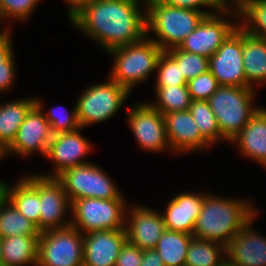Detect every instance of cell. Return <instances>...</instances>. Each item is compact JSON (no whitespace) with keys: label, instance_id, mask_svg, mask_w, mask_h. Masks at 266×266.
Wrapping results in <instances>:
<instances>
[{"label":"cell","instance_id":"7402d4cb","mask_svg":"<svg viewBox=\"0 0 266 266\" xmlns=\"http://www.w3.org/2000/svg\"><path fill=\"white\" fill-rule=\"evenodd\" d=\"M39 235L1 238L2 266H22L38 262Z\"/></svg>","mask_w":266,"mask_h":266},{"label":"cell","instance_id":"4fadbf2b","mask_svg":"<svg viewBox=\"0 0 266 266\" xmlns=\"http://www.w3.org/2000/svg\"><path fill=\"white\" fill-rule=\"evenodd\" d=\"M135 106L129 111L128 122L138 144L150 151H161L170 147L164 115L150 104Z\"/></svg>","mask_w":266,"mask_h":266},{"label":"cell","instance_id":"ee69618b","mask_svg":"<svg viewBox=\"0 0 266 266\" xmlns=\"http://www.w3.org/2000/svg\"><path fill=\"white\" fill-rule=\"evenodd\" d=\"M218 266H239L235 262H232L229 258L224 260L223 257L221 259V263Z\"/></svg>","mask_w":266,"mask_h":266},{"label":"cell","instance_id":"e0dca14e","mask_svg":"<svg viewBox=\"0 0 266 266\" xmlns=\"http://www.w3.org/2000/svg\"><path fill=\"white\" fill-rule=\"evenodd\" d=\"M170 149L189 151L207 147L210 143L201 135L189 110L164 114Z\"/></svg>","mask_w":266,"mask_h":266},{"label":"cell","instance_id":"d6986e66","mask_svg":"<svg viewBox=\"0 0 266 266\" xmlns=\"http://www.w3.org/2000/svg\"><path fill=\"white\" fill-rule=\"evenodd\" d=\"M252 221L230 239L225 255L239 266H266V238L251 231Z\"/></svg>","mask_w":266,"mask_h":266},{"label":"cell","instance_id":"5bb4252c","mask_svg":"<svg viewBox=\"0 0 266 266\" xmlns=\"http://www.w3.org/2000/svg\"><path fill=\"white\" fill-rule=\"evenodd\" d=\"M236 28L218 13L206 15L178 48L209 59Z\"/></svg>","mask_w":266,"mask_h":266},{"label":"cell","instance_id":"9c48e42d","mask_svg":"<svg viewBox=\"0 0 266 266\" xmlns=\"http://www.w3.org/2000/svg\"><path fill=\"white\" fill-rule=\"evenodd\" d=\"M128 93L127 89L112 79L88 88L76 104L79 126L82 128L108 120L120 109Z\"/></svg>","mask_w":266,"mask_h":266},{"label":"cell","instance_id":"603a6c76","mask_svg":"<svg viewBox=\"0 0 266 266\" xmlns=\"http://www.w3.org/2000/svg\"><path fill=\"white\" fill-rule=\"evenodd\" d=\"M243 66L247 88L252 81L266 82V40L243 30Z\"/></svg>","mask_w":266,"mask_h":266},{"label":"cell","instance_id":"277c9868","mask_svg":"<svg viewBox=\"0 0 266 266\" xmlns=\"http://www.w3.org/2000/svg\"><path fill=\"white\" fill-rule=\"evenodd\" d=\"M253 92V88L220 86L209 98L211 110L226 140L231 141L260 109L251 105Z\"/></svg>","mask_w":266,"mask_h":266},{"label":"cell","instance_id":"ab89813d","mask_svg":"<svg viewBox=\"0 0 266 266\" xmlns=\"http://www.w3.org/2000/svg\"><path fill=\"white\" fill-rule=\"evenodd\" d=\"M141 266H165L159 253L155 249L143 250Z\"/></svg>","mask_w":266,"mask_h":266},{"label":"cell","instance_id":"836d02e7","mask_svg":"<svg viewBox=\"0 0 266 266\" xmlns=\"http://www.w3.org/2000/svg\"><path fill=\"white\" fill-rule=\"evenodd\" d=\"M187 87L192 100L208 101L220 85L212 73L208 71L188 81Z\"/></svg>","mask_w":266,"mask_h":266},{"label":"cell","instance_id":"d4e9b609","mask_svg":"<svg viewBox=\"0 0 266 266\" xmlns=\"http://www.w3.org/2000/svg\"><path fill=\"white\" fill-rule=\"evenodd\" d=\"M193 235L165 230L154 248L165 266H185Z\"/></svg>","mask_w":266,"mask_h":266},{"label":"cell","instance_id":"74e56055","mask_svg":"<svg viewBox=\"0 0 266 266\" xmlns=\"http://www.w3.org/2000/svg\"><path fill=\"white\" fill-rule=\"evenodd\" d=\"M142 257L143 250L126 241L120 250L115 266H141Z\"/></svg>","mask_w":266,"mask_h":266},{"label":"cell","instance_id":"f6af8a7d","mask_svg":"<svg viewBox=\"0 0 266 266\" xmlns=\"http://www.w3.org/2000/svg\"><path fill=\"white\" fill-rule=\"evenodd\" d=\"M9 32H8V30L6 29V31L4 30V31H2L1 33H0V41L8 34Z\"/></svg>","mask_w":266,"mask_h":266},{"label":"cell","instance_id":"83f0119b","mask_svg":"<svg viewBox=\"0 0 266 266\" xmlns=\"http://www.w3.org/2000/svg\"><path fill=\"white\" fill-rule=\"evenodd\" d=\"M21 235H40V231L8 201L0 210V238Z\"/></svg>","mask_w":266,"mask_h":266},{"label":"cell","instance_id":"d590c367","mask_svg":"<svg viewBox=\"0 0 266 266\" xmlns=\"http://www.w3.org/2000/svg\"><path fill=\"white\" fill-rule=\"evenodd\" d=\"M45 117L48 123L51 125V129L54 135L81 129L77 118V106H75L73 112L70 113V115L66 114L62 117V114L60 115L52 110L50 111V114Z\"/></svg>","mask_w":266,"mask_h":266},{"label":"cell","instance_id":"1f68e13d","mask_svg":"<svg viewBox=\"0 0 266 266\" xmlns=\"http://www.w3.org/2000/svg\"><path fill=\"white\" fill-rule=\"evenodd\" d=\"M179 66L186 81L209 71V59L180 50L178 47L165 51Z\"/></svg>","mask_w":266,"mask_h":266},{"label":"cell","instance_id":"8992f818","mask_svg":"<svg viewBox=\"0 0 266 266\" xmlns=\"http://www.w3.org/2000/svg\"><path fill=\"white\" fill-rule=\"evenodd\" d=\"M124 199L80 198L71 202V226L86 233L125 228ZM73 221V222H72ZM78 223V224H77Z\"/></svg>","mask_w":266,"mask_h":266},{"label":"cell","instance_id":"2e32d148","mask_svg":"<svg viewBox=\"0 0 266 266\" xmlns=\"http://www.w3.org/2000/svg\"><path fill=\"white\" fill-rule=\"evenodd\" d=\"M79 131L78 129L72 132L55 134L53 136V139L49 143L46 157L56 163V173L51 176H41L56 178L70 167L88 164V162H83L79 158L87 154L91 150V146L89 142L80 135L81 132Z\"/></svg>","mask_w":266,"mask_h":266},{"label":"cell","instance_id":"44dd1931","mask_svg":"<svg viewBox=\"0 0 266 266\" xmlns=\"http://www.w3.org/2000/svg\"><path fill=\"white\" fill-rule=\"evenodd\" d=\"M231 141L238 142L247 157L266 165V109L260 108Z\"/></svg>","mask_w":266,"mask_h":266},{"label":"cell","instance_id":"8fae6325","mask_svg":"<svg viewBox=\"0 0 266 266\" xmlns=\"http://www.w3.org/2000/svg\"><path fill=\"white\" fill-rule=\"evenodd\" d=\"M25 180L38 192L40 200L39 231L61 229L71 226V223L60 222L67 206L71 202L63 185L56 178L43 176H28ZM70 203V205H69Z\"/></svg>","mask_w":266,"mask_h":266},{"label":"cell","instance_id":"30bf717a","mask_svg":"<svg viewBox=\"0 0 266 266\" xmlns=\"http://www.w3.org/2000/svg\"><path fill=\"white\" fill-rule=\"evenodd\" d=\"M209 71L220 86L247 87L243 66V29L240 26L209 58Z\"/></svg>","mask_w":266,"mask_h":266},{"label":"cell","instance_id":"60d3db41","mask_svg":"<svg viewBox=\"0 0 266 266\" xmlns=\"http://www.w3.org/2000/svg\"><path fill=\"white\" fill-rule=\"evenodd\" d=\"M12 46L10 41L9 33L0 41V67H2V63H4L11 55Z\"/></svg>","mask_w":266,"mask_h":266},{"label":"cell","instance_id":"ffe728a7","mask_svg":"<svg viewBox=\"0 0 266 266\" xmlns=\"http://www.w3.org/2000/svg\"><path fill=\"white\" fill-rule=\"evenodd\" d=\"M205 195L183 193L173 198L163 214L165 228L193 235L197 218L201 212Z\"/></svg>","mask_w":266,"mask_h":266},{"label":"cell","instance_id":"b9f144b4","mask_svg":"<svg viewBox=\"0 0 266 266\" xmlns=\"http://www.w3.org/2000/svg\"><path fill=\"white\" fill-rule=\"evenodd\" d=\"M8 193V186L0 181V210L8 202Z\"/></svg>","mask_w":266,"mask_h":266},{"label":"cell","instance_id":"9a60e30c","mask_svg":"<svg viewBox=\"0 0 266 266\" xmlns=\"http://www.w3.org/2000/svg\"><path fill=\"white\" fill-rule=\"evenodd\" d=\"M126 241L125 229L86 233L83 236V266H115Z\"/></svg>","mask_w":266,"mask_h":266},{"label":"cell","instance_id":"ac0fdd59","mask_svg":"<svg viewBox=\"0 0 266 266\" xmlns=\"http://www.w3.org/2000/svg\"><path fill=\"white\" fill-rule=\"evenodd\" d=\"M131 212L130 225L124 228L127 242L142 250L154 249L166 230L163 216L148 207H136Z\"/></svg>","mask_w":266,"mask_h":266},{"label":"cell","instance_id":"f1b7e54d","mask_svg":"<svg viewBox=\"0 0 266 266\" xmlns=\"http://www.w3.org/2000/svg\"><path fill=\"white\" fill-rule=\"evenodd\" d=\"M223 250L226 252V247L218 242L193 237L186 255L185 266H218L221 263L220 253H223Z\"/></svg>","mask_w":266,"mask_h":266},{"label":"cell","instance_id":"ba28073f","mask_svg":"<svg viewBox=\"0 0 266 266\" xmlns=\"http://www.w3.org/2000/svg\"><path fill=\"white\" fill-rule=\"evenodd\" d=\"M56 179L63 185L70 202L80 198L122 199L105 172L90 163L70 167Z\"/></svg>","mask_w":266,"mask_h":266},{"label":"cell","instance_id":"52a82bcc","mask_svg":"<svg viewBox=\"0 0 266 266\" xmlns=\"http://www.w3.org/2000/svg\"><path fill=\"white\" fill-rule=\"evenodd\" d=\"M37 266H83V236L69 226L40 232Z\"/></svg>","mask_w":266,"mask_h":266},{"label":"cell","instance_id":"d6a6232c","mask_svg":"<svg viewBox=\"0 0 266 266\" xmlns=\"http://www.w3.org/2000/svg\"><path fill=\"white\" fill-rule=\"evenodd\" d=\"M156 69L158 70L156 87L187 85L180 66L165 51L160 55Z\"/></svg>","mask_w":266,"mask_h":266},{"label":"cell","instance_id":"f546056e","mask_svg":"<svg viewBox=\"0 0 266 266\" xmlns=\"http://www.w3.org/2000/svg\"><path fill=\"white\" fill-rule=\"evenodd\" d=\"M155 89L158 102L150 105L163 115L166 113L188 110L193 101L187 85L156 87Z\"/></svg>","mask_w":266,"mask_h":266},{"label":"cell","instance_id":"e575fe53","mask_svg":"<svg viewBox=\"0 0 266 266\" xmlns=\"http://www.w3.org/2000/svg\"><path fill=\"white\" fill-rule=\"evenodd\" d=\"M38 0H0L1 20L6 17L27 19Z\"/></svg>","mask_w":266,"mask_h":266},{"label":"cell","instance_id":"7a4b0ae2","mask_svg":"<svg viewBox=\"0 0 266 266\" xmlns=\"http://www.w3.org/2000/svg\"><path fill=\"white\" fill-rule=\"evenodd\" d=\"M256 211L244 201L206 195L193 236L227 246L230 239L254 217Z\"/></svg>","mask_w":266,"mask_h":266},{"label":"cell","instance_id":"6da1fadb","mask_svg":"<svg viewBox=\"0 0 266 266\" xmlns=\"http://www.w3.org/2000/svg\"><path fill=\"white\" fill-rule=\"evenodd\" d=\"M138 0H87L70 20L108 51L147 37L146 13Z\"/></svg>","mask_w":266,"mask_h":266},{"label":"cell","instance_id":"7c38bea8","mask_svg":"<svg viewBox=\"0 0 266 266\" xmlns=\"http://www.w3.org/2000/svg\"><path fill=\"white\" fill-rule=\"evenodd\" d=\"M41 109L42 105L36 99V104L29 110L24 122L17 131L14 141L4 153L12 151L25 156L37 150L46 156L49 143L54 134Z\"/></svg>","mask_w":266,"mask_h":266},{"label":"cell","instance_id":"7dc6e473","mask_svg":"<svg viewBox=\"0 0 266 266\" xmlns=\"http://www.w3.org/2000/svg\"><path fill=\"white\" fill-rule=\"evenodd\" d=\"M5 155L4 151L0 148V158Z\"/></svg>","mask_w":266,"mask_h":266},{"label":"cell","instance_id":"484cf974","mask_svg":"<svg viewBox=\"0 0 266 266\" xmlns=\"http://www.w3.org/2000/svg\"><path fill=\"white\" fill-rule=\"evenodd\" d=\"M8 201L39 230V194L25 179L22 178L14 188H9Z\"/></svg>","mask_w":266,"mask_h":266},{"label":"cell","instance_id":"8d00e7d4","mask_svg":"<svg viewBox=\"0 0 266 266\" xmlns=\"http://www.w3.org/2000/svg\"><path fill=\"white\" fill-rule=\"evenodd\" d=\"M160 2L167 4L169 6L188 8L199 10L200 6H210L214 7L219 14H225V10L227 9V2L225 0H159ZM224 10V11H223ZM223 13V14H222Z\"/></svg>","mask_w":266,"mask_h":266},{"label":"cell","instance_id":"4dcf8cb0","mask_svg":"<svg viewBox=\"0 0 266 266\" xmlns=\"http://www.w3.org/2000/svg\"><path fill=\"white\" fill-rule=\"evenodd\" d=\"M188 110L195 120L201 135L210 144L216 142L220 138H225L221 134L217 119L208 101L193 100Z\"/></svg>","mask_w":266,"mask_h":266},{"label":"cell","instance_id":"5b68a950","mask_svg":"<svg viewBox=\"0 0 266 266\" xmlns=\"http://www.w3.org/2000/svg\"><path fill=\"white\" fill-rule=\"evenodd\" d=\"M115 57L110 79L129 92L137 81L147 79V75L155 70L163 50L151 39L110 50Z\"/></svg>","mask_w":266,"mask_h":266},{"label":"cell","instance_id":"4316f807","mask_svg":"<svg viewBox=\"0 0 266 266\" xmlns=\"http://www.w3.org/2000/svg\"><path fill=\"white\" fill-rule=\"evenodd\" d=\"M237 12L246 18V26L240 27L251 35L266 40V0H232ZM236 1V2H235ZM258 26V27H257Z\"/></svg>","mask_w":266,"mask_h":266},{"label":"cell","instance_id":"7bdbcfd3","mask_svg":"<svg viewBox=\"0 0 266 266\" xmlns=\"http://www.w3.org/2000/svg\"><path fill=\"white\" fill-rule=\"evenodd\" d=\"M72 7H70L69 15L73 14L82 4L87 0H66Z\"/></svg>","mask_w":266,"mask_h":266},{"label":"cell","instance_id":"cb8c5ba5","mask_svg":"<svg viewBox=\"0 0 266 266\" xmlns=\"http://www.w3.org/2000/svg\"><path fill=\"white\" fill-rule=\"evenodd\" d=\"M36 99H23L0 105V148L5 151L14 141Z\"/></svg>","mask_w":266,"mask_h":266},{"label":"cell","instance_id":"3957f363","mask_svg":"<svg viewBox=\"0 0 266 266\" xmlns=\"http://www.w3.org/2000/svg\"><path fill=\"white\" fill-rule=\"evenodd\" d=\"M147 32L156 33L160 40H153L163 51L179 47L195 30L206 15L213 14L181 7L169 6L159 0H145Z\"/></svg>","mask_w":266,"mask_h":266},{"label":"cell","instance_id":"bcb514c9","mask_svg":"<svg viewBox=\"0 0 266 266\" xmlns=\"http://www.w3.org/2000/svg\"><path fill=\"white\" fill-rule=\"evenodd\" d=\"M0 266H2L1 238H0Z\"/></svg>","mask_w":266,"mask_h":266},{"label":"cell","instance_id":"f35d334b","mask_svg":"<svg viewBox=\"0 0 266 266\" xmlns=\"http://www.w3.org/2000/svg\"><path fill=\"white\" fill-rule=\"evenodd\" d=\"M13 54L2 63V67H0V91L8 89L14 77V61Z\"/></svg>","mask_w":266,"mask_h":266}]
</instances>
